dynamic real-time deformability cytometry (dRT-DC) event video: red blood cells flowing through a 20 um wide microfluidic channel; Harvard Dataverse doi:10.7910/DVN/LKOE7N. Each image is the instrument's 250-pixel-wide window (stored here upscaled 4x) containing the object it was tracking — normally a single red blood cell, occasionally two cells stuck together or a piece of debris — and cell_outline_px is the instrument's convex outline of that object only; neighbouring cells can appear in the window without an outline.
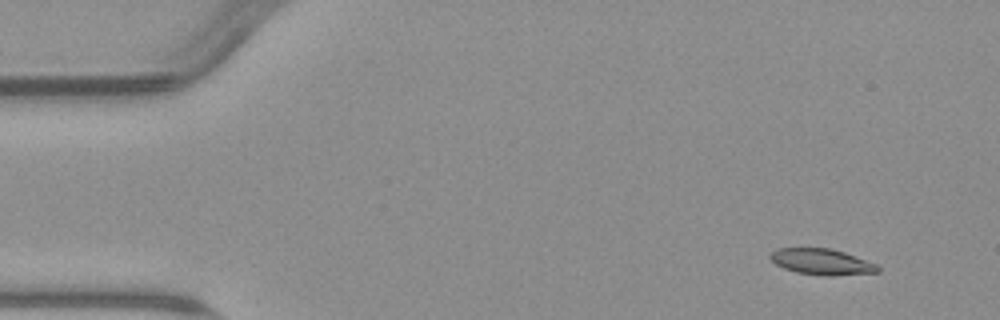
{"species": "common noctule bat (a hibernating species)", "species_latin": "Nyctalus noctula", "temperature_condition": "warm", "stored_images_in_passage": 4, "camera_frame_rate_fps": 3000, "um_per_image_px": 0.085, "animal": {"sex": "male", "body_mass_g": 23.1, "forearm_length_mm": 52.7}, "frame": {"image": 1, "passage_image": 1, "time_ms": 0.0, "image_size_px": [1000, 320], "cell_outline_px": [[880, 272], [832, 276], [824, 276], [796, 272], [784, 268], [776, 264], [768, 256], [776, 248], [832, 248], [844, 252], [876, 264], [880, 268]], "centroid_in_image_um": [69.85, 22.25], "position_along_channel_um": 15.2, "area_um2": 16.3}}
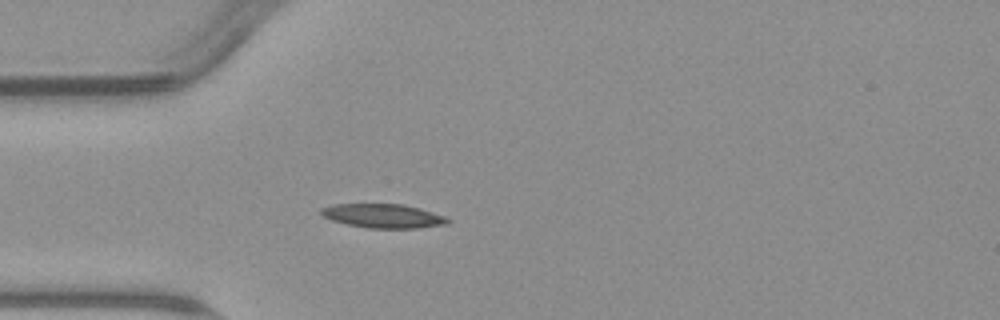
{"frame": {"image": 2, "passage_image": 4, "time_ms": 3.667, "image_size_px": [1000, 320], "cell_outline_px": [[452, 220], [448, 224], [416, 228], [368, 228], [348, 224], [332, 220], [324, 216], [320, 212], [320, 208], [332, 204], [404, 204], [420, 208], [444, 216]], "centroid_in_image_um": [32.59, 18.35], "position_along_channel_um": 52.4, "area_um2": 17.69}}